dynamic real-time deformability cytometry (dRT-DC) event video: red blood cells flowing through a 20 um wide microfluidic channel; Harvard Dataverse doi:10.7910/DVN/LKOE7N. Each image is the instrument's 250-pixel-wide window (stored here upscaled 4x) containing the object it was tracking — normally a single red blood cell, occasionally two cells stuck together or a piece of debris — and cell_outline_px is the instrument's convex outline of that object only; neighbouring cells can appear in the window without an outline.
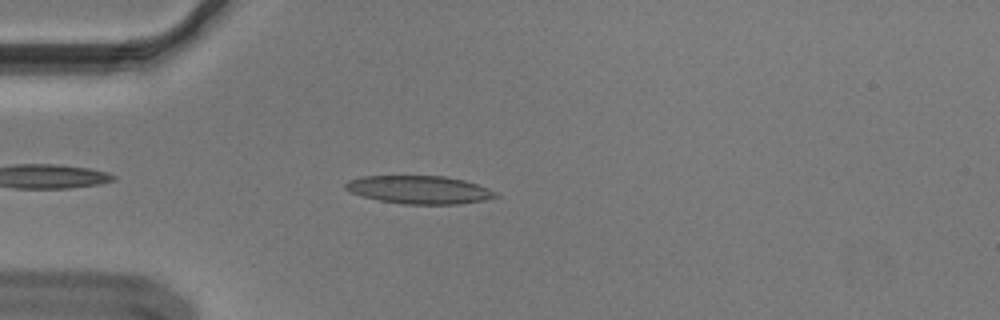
{"species": "Egyptian fruit bat (a non-hibernating species)", "species_latin": "Rousettus aegyptiacus", "temperature_condition": "cold", "stored_images_in_passage": 42, "camera_frame_rate_fps": 3000, "um_per_image_px": 0.085, "animal": {"sex": "male"}, "frame": {"image": 1, "passage_image": 5, "time_ms": 1.333, "image_size_px": [1000, 320], "cell_outline_px": [[500, 196], [484, 200], [460, 204], [404, 204], [380, 200], [364, 196], [352, 192], [344, 188], [344, 184], [348, 180], [360, 176], [444, 176], [464, 180], [500, 192]], "centroid_in_image_um": [35.68, 16.12], "position_along_channel_um": 49.3, "area_um2": 24.57}}
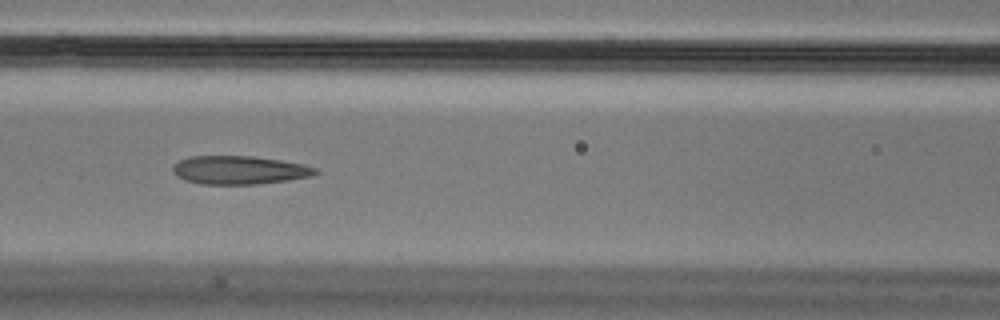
{"frame": {"image": 2, "passage_image": 14, "time_ms": 4.333, "image_size_px": [1000, 320], "cell_outline_px": [[320, 172], [312, 176], [288, 180], [256, 184], [200, 184], [184, 180], [176, 176], [172, 172], [172, 168], [180, 160], [192, 156], [256, 156], [304, 164], [316, 168]], "centroid_in_image_um": [20.35, 14.45], "position_along_channel_um": 146.2, "area_um2": 23.7}}
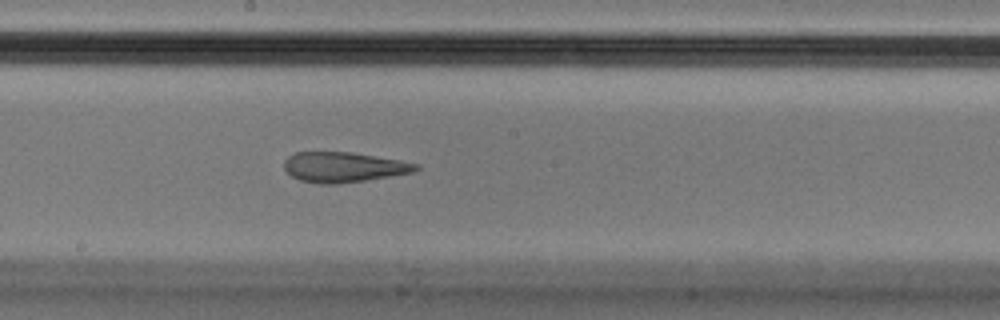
{"frame": {"image": 3, "passage_image": 20, "time_ms": 6.333, "image_size_px": [1000, 320], "cell_outline_px": [[420, 168], [412, 172], [364, 180], [336, 184], [320, 184], [300, 180], [292, 176], [284, 168], [284, 160], [288, 156], [296, 152], [352, 152], [400, 160], [420, 164]], "centroid_in_image_um": [29.19, 14.2], "position_along_channel_um": 219.0, "area_um2": 23.0}, "authors_computed_cell_mechanics": {"area_um2": 24.4205, "velocity_mm_per_s": 3.6407, "shape_relaxation_time_tau1_ms": null, "shape_relaxation_time_tau2_ms": 1.8893, "deformation_change_tau1": null, "deformation_change_tau2": 0.1146}}